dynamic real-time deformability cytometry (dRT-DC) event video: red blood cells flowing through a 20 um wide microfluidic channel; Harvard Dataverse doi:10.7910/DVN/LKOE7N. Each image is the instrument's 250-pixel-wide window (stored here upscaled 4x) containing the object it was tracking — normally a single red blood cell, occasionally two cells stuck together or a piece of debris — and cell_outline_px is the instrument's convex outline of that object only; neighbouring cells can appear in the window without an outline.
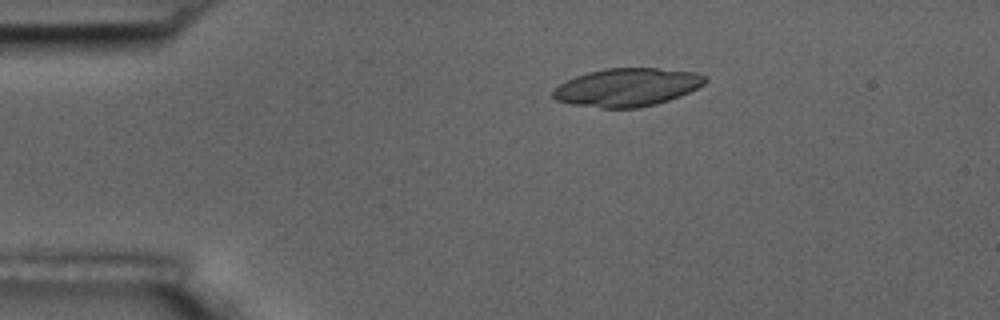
{"species": "common noctule bat (a hibernating species)", "species_latin": "Nyctalus noctula", "temperature_condition": "room temperature", "stored_images_in_passage": 4, "camera_frame_rate_fps": 3000, "um_per_image_px": 0.085, "animal": {"sex": "male", "body_mass_g": 17.5, "forearm_length_mm": 52.3}, "frame": {"image": 1, "passage_image": 2, "time_ms": 1.0, "image_size_px": [1000, 320], "cell_outline_px": [[708, 80], [704, 84], [680, 96], [656, 104], [640, 108], [600, 108], [572, 104], [556, 100], [552, 96], [552, 92], [560, 84], [576, 76], [588, 72], [608, 68], [656, 68], [696, 72], [708, 76]], "centroid_in_image_um": [53.33, 7.42], "position_along_channel_um": 31.7, "area_um2": 33.76}}